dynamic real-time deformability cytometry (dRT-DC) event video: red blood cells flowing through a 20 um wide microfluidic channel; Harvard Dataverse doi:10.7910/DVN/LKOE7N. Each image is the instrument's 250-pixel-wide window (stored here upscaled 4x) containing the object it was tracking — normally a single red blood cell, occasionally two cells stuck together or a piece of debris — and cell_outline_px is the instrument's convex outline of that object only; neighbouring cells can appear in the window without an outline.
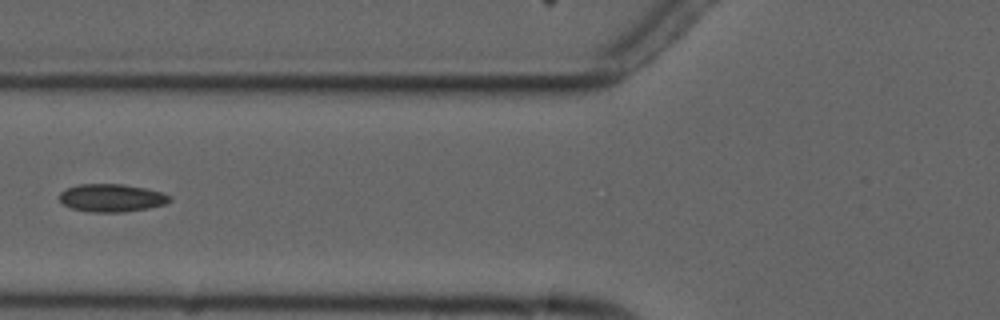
{"species": "common noctule bat (a hibernating species)", "species_latin": "Nyctalus noctula", "temperature_condition": "cold", "stored_images_in_passage": 7, "camera_frame_rate_fps": 3000, "um_per_image_px": 0.085, "animal": {"sex": "male", "forearm_length_mm": 52.5}, "frame": {"image": 1, "passage_image": 6, "time_ms": 6.667, "image_size_px": [1000, 320], "cell_outline_px": [[172, 200], [164, 204], [148, 208], [124, 212], [88, 212], [72, 208], [64, 204], [60, 200], [60, 192], [64, 188], [76, 184], [124, 184], [144, 188], [160, 192], [172, 196]], "centroid_in_image_um": [9.47, 16.81], "position_along_channel_um": 116.3, "area_um2": 17.98}}
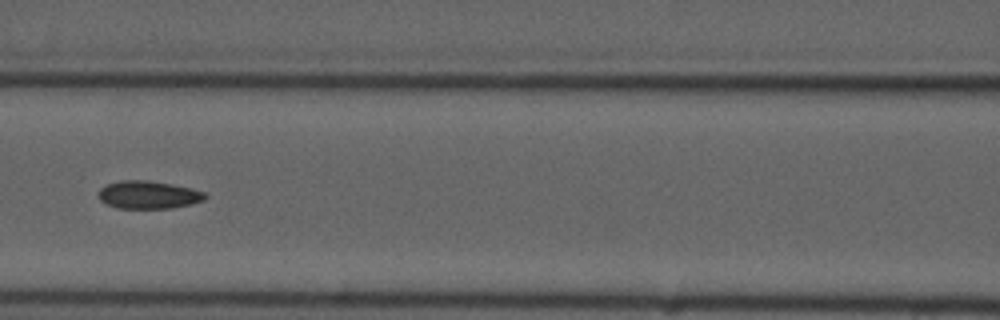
{"frame": {"image": 2, "passage_image": 7, "time_ms": 7.667, "image_size_px": [1000, 320], "cell_outline_px": [[208, 196], [204, 200], [192, 204], [172, 208], [116, 208], [104, 204], [100, 200], [96, 192], [100, 188], [108, 184], [120, 180], [148, 180], [172, 184], [192, 188], [204, 192]], "centroid_in_image_um": [12.59, 16.56], "position_along_channel_um": 154.0, "area_um2": 17.57}}